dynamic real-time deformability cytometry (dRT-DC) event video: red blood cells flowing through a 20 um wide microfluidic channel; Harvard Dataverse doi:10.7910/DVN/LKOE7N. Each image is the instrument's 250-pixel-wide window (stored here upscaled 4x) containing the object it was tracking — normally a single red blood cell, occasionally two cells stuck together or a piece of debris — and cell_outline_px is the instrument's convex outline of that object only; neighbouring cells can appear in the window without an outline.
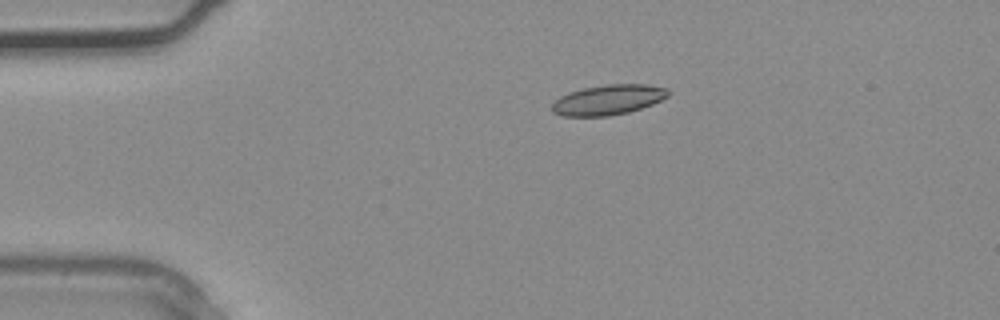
{"species": "common noctule bat (a hibernating species)", "species_latin": "Nyctalus noctula", "temperature_condition": "warm", "stored_images_in_passage": 2, "camera_frame_rate_fps": 3000, "um_per_image_px": 0.085, "animal": {"sex": "male", "body_mass_g": 20.4}, "frame": {"image": 1, "passage_image": 1, "time_ms": 0.0, "image_size_px": [1000, 320], "cell_outline_px": [[668, 96], [652, 104], [628, 112], [608, 116], [560, 116], [552, 112], [552, 104], [560, 96], [584, 88], [608, 84], [648, 84], [664, 88], [668, 92]], "centroid_in_image_um": [51.66, 8.49], "position_along_channel_um": 33.3, "area_um2": 20.11}}
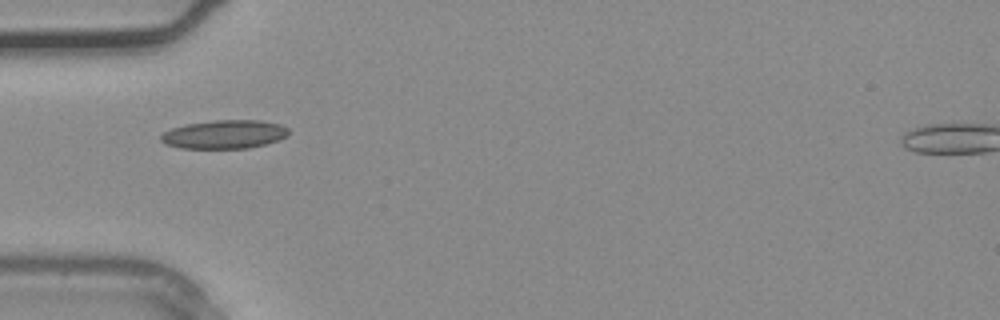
{"frame": {"image": 2, "passage_image": 2, "time_ms": 0.333, "image_size_px": [1000, 320], "cell_outline_px": [[288, 136], [280, 140], [248, 148], [180, 148], [164, 144], [160, 140], [160, 136], [164, 132], [172, 128], [184, 124], [212, 120], [260, 120], [280, 124], [288, 128]], "centroid_in_image_um": [19.06, 11.41], "position_along_channel_um": 65.9, "area_um2": 21.44}}